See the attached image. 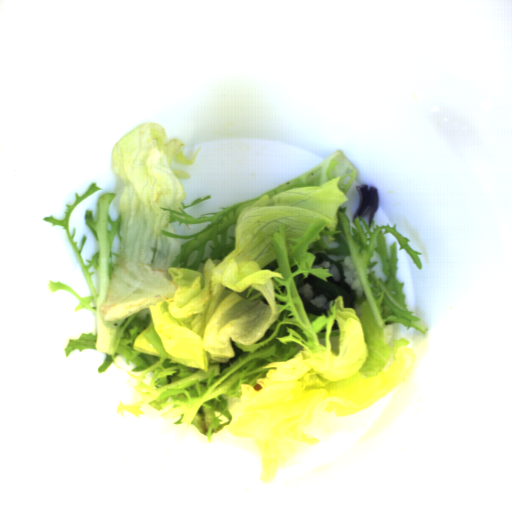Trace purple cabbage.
Here are the masks:
<instances>
[{
  "mask_svg": "<svg viewBox=\"0 0 512 512\" xmlns=\"http://www.w3.org/2000/svg\"><path fill=\"white\" fill-rule=\"evenodd\" d=\"M359 193V206L353 217L364 218L369 213L368 226L370 228L373 219L380 207L379 190L376 186L357 185Z\"/></svg>",
  "mask_w": 512,
  "mask_h": 512,
  "instance_id": "purple-cabbage-1",
  "label": "purple cabbage"
}]
</instances>
